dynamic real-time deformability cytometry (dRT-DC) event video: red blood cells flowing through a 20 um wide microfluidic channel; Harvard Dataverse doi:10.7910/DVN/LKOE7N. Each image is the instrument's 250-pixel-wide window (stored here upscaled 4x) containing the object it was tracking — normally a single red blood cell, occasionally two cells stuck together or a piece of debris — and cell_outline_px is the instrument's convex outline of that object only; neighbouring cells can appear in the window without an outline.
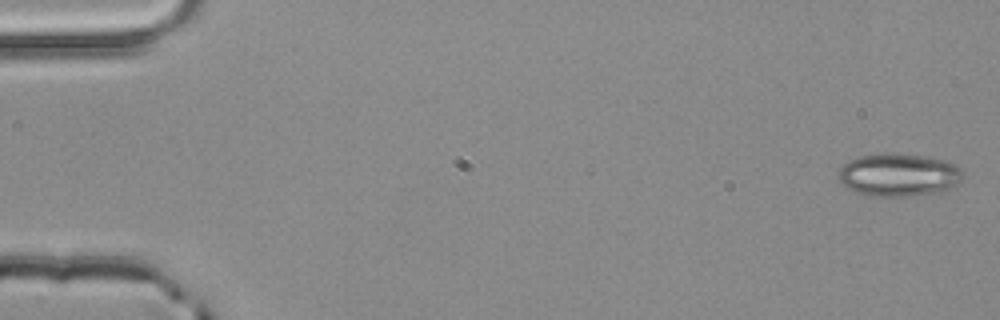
{"species": "common noctule bat (a hibernating species)", "species_latin": "Nyctalus noctula", "temperature_condition": "room temperature", "stored_images_in_passage": 4, "camera_frame_rate_fps": 3000, "um_per_image_px": 0.085, "animal": {"sex": "male", "body_mass_g": 20.4}, "frame": {"image": 1, "passage_image": 1, "time_ms": 0.0, "image_size_px": [1000, 320], "cell_outline_px": [[964, 176], [952, 188], [940, 192], [908, 196], [868, 196], [856, 192], [848, 188], [836, 176], [840, 168], [848, 160], [860, 156], [884, 152], [888, 152], [924, 156], [948, 160], [956, 164], [964, 172]], "centroid_in_image_um": [76.41, 14.85], "position_along_channel_um": 8.6, "area_um2": 31.56}}
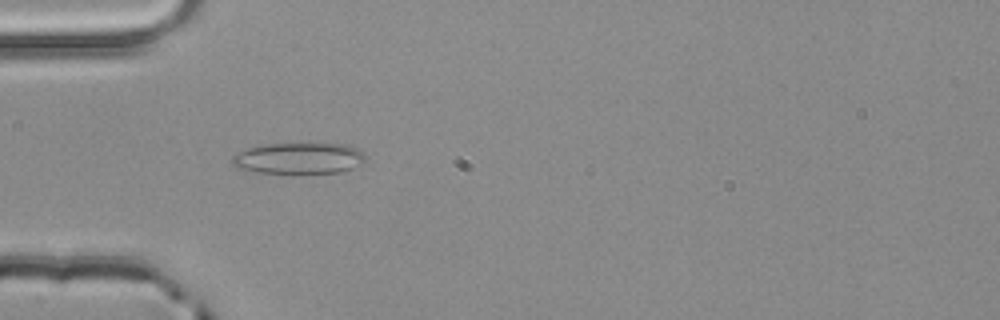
{"frame": {"image": 2, "passage_image": 4, "time_ms": 1.0, "image_size_px": [1000, 320], "cell_outline_px": [[364, 160], [352, 168], [340, 172], [260, 172], [236, 168], [232, 164], [232, 156], [236, 152], [248, 148], [264, 144], [348, 144], [364, 152]], "centroid_in_image_um": [25.36, 13.43], "position_along_channel_um": 59.6, "area_um2": 23.81}}